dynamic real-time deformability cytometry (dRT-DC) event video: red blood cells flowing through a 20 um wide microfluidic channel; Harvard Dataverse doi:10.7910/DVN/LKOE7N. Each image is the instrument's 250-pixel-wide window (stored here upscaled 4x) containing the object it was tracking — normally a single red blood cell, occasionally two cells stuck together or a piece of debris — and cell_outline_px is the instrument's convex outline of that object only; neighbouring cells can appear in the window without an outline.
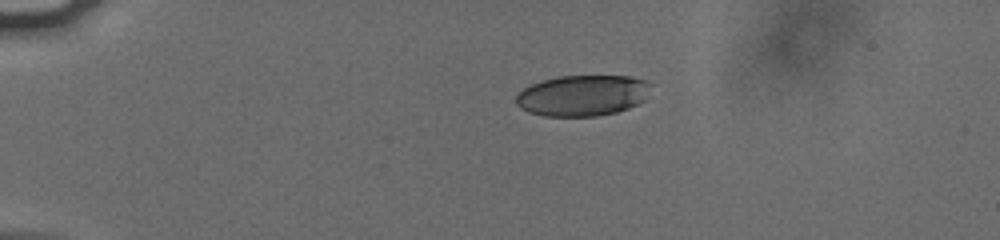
{"species": "human", "species_latin": "Homo sapiens", "temperature_condition": "cold", "stored_images_in_passage": 44, "camera_frame_rate_fps": 3000, "um_per_image_px": 0.085, "donor": {"sex": "male"}, "frame": {"image": 1, "passage_image": 1, "time_ms": 0.0, "image_size_px": [1000, 240], "cell_outline_px": [[648, 84], [644, 100], [628, 108], [616, 112], [596, 116], [544, 116], [528, 112], [520, 108], [516, 104], [516, 96], [524, 88], [532, 84], [544, 80], [560, 76], [628, 76], [644, 80]], "centroid_in_image_um": [49.46, 8.12], "position_along_channel_um": 35.5, "area_um2": 31.73}}
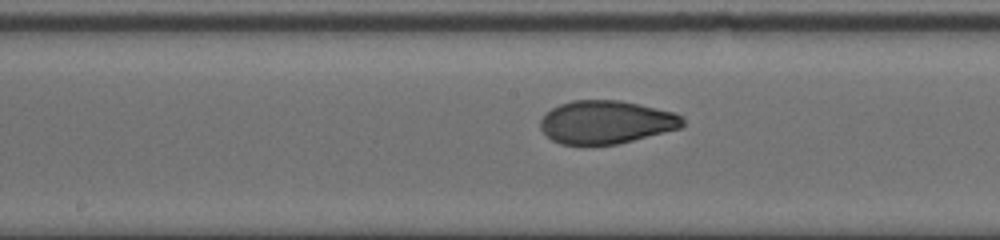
{"frame": {"image": 2, "passage_image": 19, "time_ms": 6.0, "image_size_px": [1000, 240], "cell_outline_px": [[684, 124], [680, 128], [616, 144], [560, 144], [552, 140], [540, 128], [540, 120], [552, 108], [560, 104], [572, 100], [620, 100], [672, 112], [680, 116], [684, 120]], "centroid_in_image_um": [51.49, 10.38], "position_along_channel_um": 196.7, "area_um2": 35.26}}
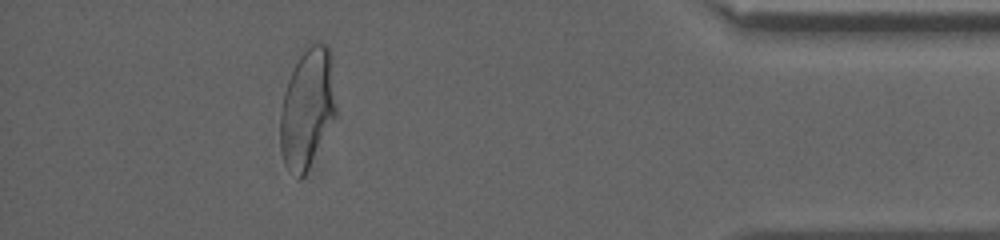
{"frame": {"image": 3, "passage_image": 39, "time_ms": 12.667, "image_size_px": [1000, 240], "cell_outline_px": [[336, 116], [304, 176], [300, 180], [284, 164], [280, 148], [280, 112], [284, 92], [288, 80], [300, 48], [304, 44], [324, 44], [328, 48], [332, 56], [336, 108]], "centroid_in_image_um": [26.11, 9.14], "position_along_channel_um": 409.1, "area_um2": 39.42}, "authors_computed_cell_mechanics": {"area_um2": 36.0383, "velocity_mm_per_s": 3.796, "shape_relaxation_time_tau1_ms": 6.6471, "shape_relaxation_time_tau2_ms": 1.0801, "deformation_change_tau1": 0.1916, "deformation_change_tau2": 0.0582}}